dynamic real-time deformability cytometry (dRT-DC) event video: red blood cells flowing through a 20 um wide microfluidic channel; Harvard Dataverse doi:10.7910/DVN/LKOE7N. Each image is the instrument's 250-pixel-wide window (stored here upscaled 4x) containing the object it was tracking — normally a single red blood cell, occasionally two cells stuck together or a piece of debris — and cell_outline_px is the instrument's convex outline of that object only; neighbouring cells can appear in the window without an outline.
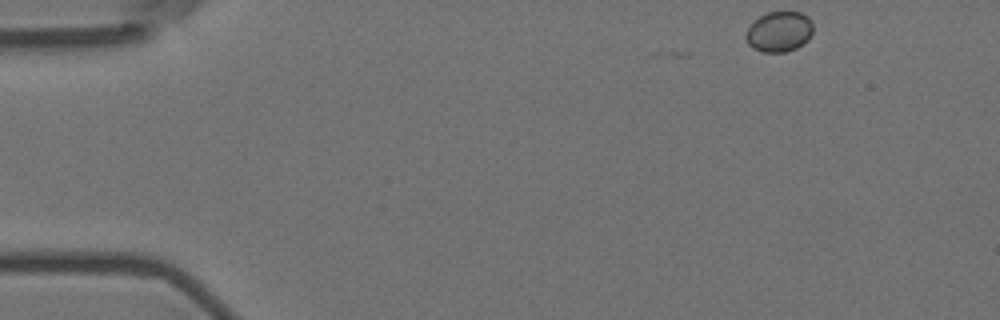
{"species": "Egyptian fruit bat (a non-hibernating species)", "species_latin": "Rousettus aegyptiacus", "temperature_condition": "room temperature", "stored_images_in_passage": 5, "camera_frame_rate_fps": 3000, "um_per_image_px": 0.085, "animal": {"sex": "female"}, "frame": {"image": 1, "passage_image": 1, "time_ms": 0.0, "image_size_px": [1000, 320], "cell_outline_px": [[812, 32], [808, 40], [796, 48], [784, 52], [764, 52], [752, 48], [748, 44], [744, 36], [748, 28], [760, 16], [768, 12], [800, 12], [808, 16], [812, 24]], "centroid_in_image_um": [66.22, 2.7], "position_along_channel_um": 18.8, "area_um2": 15.72}}